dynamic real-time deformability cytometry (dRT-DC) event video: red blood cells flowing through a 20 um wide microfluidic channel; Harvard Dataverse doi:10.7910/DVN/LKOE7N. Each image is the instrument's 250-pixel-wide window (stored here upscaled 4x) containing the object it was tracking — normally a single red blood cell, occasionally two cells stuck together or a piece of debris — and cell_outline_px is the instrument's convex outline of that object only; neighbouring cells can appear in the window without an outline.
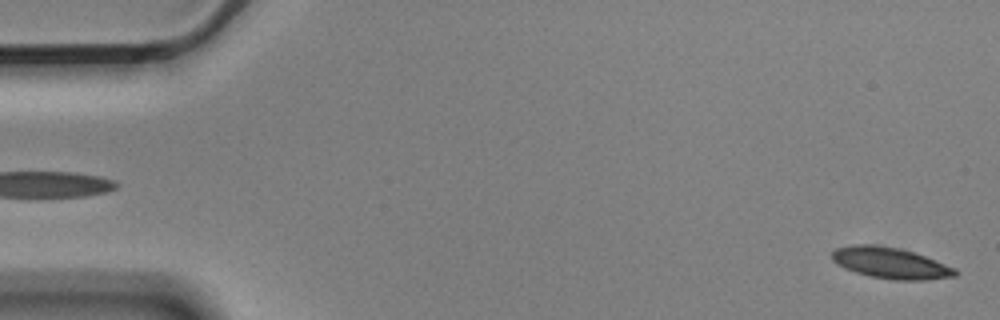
{"species": "Egyptian fruit bat (a non-hibernating species)", "species_latin": "Rousettus aegyptiacus", "temperature_condition": "cold", "stored_images_in_passage": 4, "segment_of_instrument_passage": [2, 2], "camera_frame_rate_fps": 3000, "um_per_image_px": 0.085, "animal": {"sex": "male"}, "frame": {"image": 1, "passage_image": 4, "time_ms": 1.0, "image_size_px": [1000, 320], "cell_outline_px": [[956, 276], [924, 280], [892, 280], [868, 276], [844, 268], [836, 264], [832, 260], [832, 252], [836, 248], [852, 244], [876, 244], [900, 248], [936, 260], [956, 268]], "centroid_in_image_um": [75.66, 22.35], "position_along_channel_um": 9.3, "area_um2": 22.48}}